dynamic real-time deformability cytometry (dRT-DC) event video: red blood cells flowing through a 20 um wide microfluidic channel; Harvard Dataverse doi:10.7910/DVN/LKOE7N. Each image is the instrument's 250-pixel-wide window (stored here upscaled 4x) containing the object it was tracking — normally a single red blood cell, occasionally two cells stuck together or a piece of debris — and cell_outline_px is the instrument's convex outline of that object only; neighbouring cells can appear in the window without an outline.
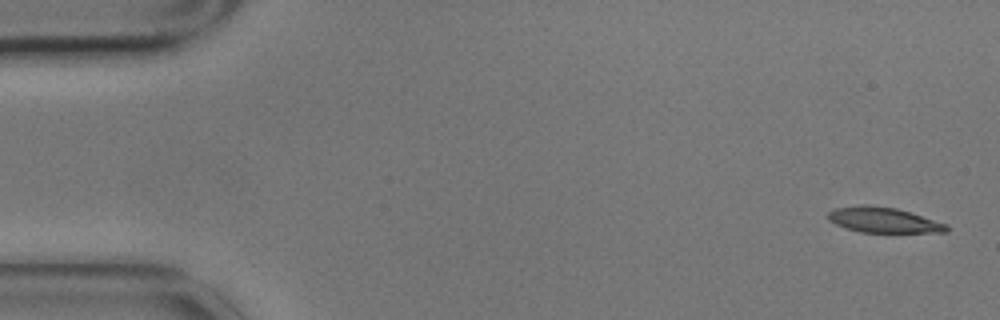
{"species": "common noctule bat (a hibernating species)", "species_latin": "Nyctalus noctula", "temperature_condition": "cold", "stored_images_in_passage": 4, "camera_frame_rate_fps": 3000, "um_per_image_px": 0.085, "animal": {"sex": "male", "body_mass_g": 17.9}, "frame": {"image": 1, "passage_image": 1, "time_ms": 0.0, "image_size_px": [1000, 320], "cell_outline_px": [[948, 232], [860, 232], [844, 228], [828, 220], [828, 212], [832, 208], [864, 204], [868, 204], [896, 208], [948, 224]], "centroid_in_image_um": [75.05, 18.69], "position_along_channel_um": 10.0, "area_um2": 17.57}}
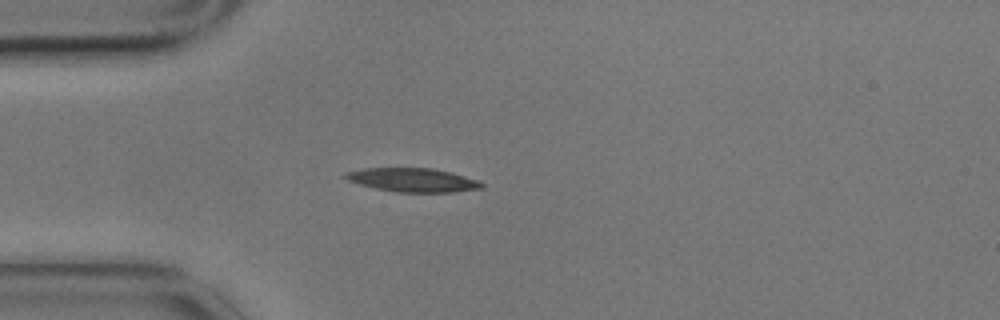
{"frame": {"image": 2, "passage_image": 4, "time_ms": 1.0, "image_size_px": [1000, 320], "cell_outline_px": [[484, 188], [452, 192], [396, 192], [376, 188], [360, 184], [348, 180], [344, 176], [344, 172], [364, 168], [432, 168], [480, 180], [484, 184]], "centroid_in_image_um": [35.1, 15.3], "position_along_channel_um": 49.9, "area_um2": 18.79}}